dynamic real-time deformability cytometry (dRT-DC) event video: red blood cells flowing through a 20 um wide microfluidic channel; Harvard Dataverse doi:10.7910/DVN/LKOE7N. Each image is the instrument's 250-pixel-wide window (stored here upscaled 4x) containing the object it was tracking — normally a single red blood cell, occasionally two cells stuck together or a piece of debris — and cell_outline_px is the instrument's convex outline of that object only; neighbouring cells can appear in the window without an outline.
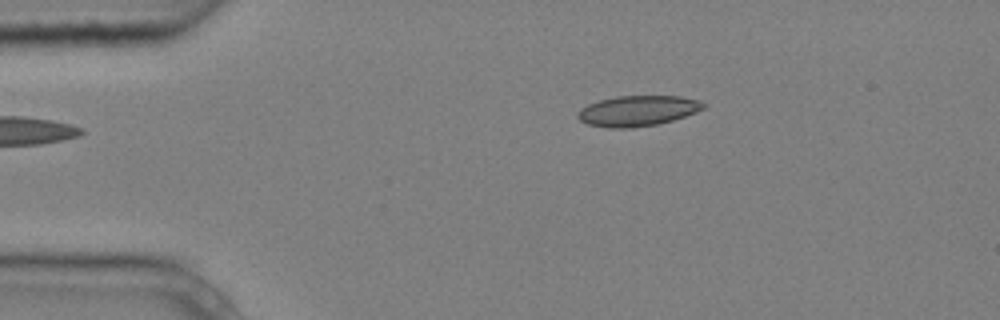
{"species": "common noctule bat (a hibernating species)", "species_latin": "Nyctalus noctula", "temperature_condition": "cold", "stored_images_in_passage": 2, "camera_frame_rate_fps": 3000, "um_per_image_px": 0.085, "animal": {"sex": "male", "body_mass_g": 20.4}, "frame": {"image": 1, "passage_image": 2, "time_ms": 0.333, "image_size_px": [1000, 320], "cell_outline_px": [[704, 108], [696, 112], [672, 120], [656, 124], [632, 128], [608, 128], [588, 124], [580, 120], [576, 116], [576, 112], [580, 108], [588, 104], [600, 100], [616, 96], [680, 96], [700, 100], [704, 104]], "centroid_in_image_um": [54.16, 9.42], "position_along_channel_um": 30.8, "area_um2": 22.31}}